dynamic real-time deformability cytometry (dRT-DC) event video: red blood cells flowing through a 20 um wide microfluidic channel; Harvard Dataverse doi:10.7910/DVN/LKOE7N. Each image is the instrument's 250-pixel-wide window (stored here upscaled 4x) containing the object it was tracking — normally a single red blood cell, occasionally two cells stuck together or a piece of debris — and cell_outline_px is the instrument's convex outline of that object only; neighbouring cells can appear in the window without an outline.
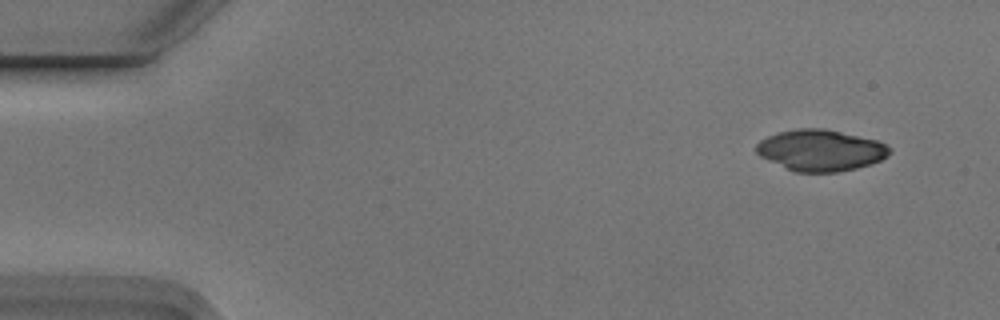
{"species": "Egyptian fruit bat (a non-hibernating species)", "species_latin": "Rousettus aegyptiacus", "temperature_condition": "cold", "stored_images_in_passage": 4, "camera_frame_rate_fps": 3000, "um_per_image_px": 0.085, "animal": {"sex": "male"}, "frame": {"image": 1, "passage_image": 1, "time_ms": 0.0, "image_size_px": [1000, 320], "cell_outline_px": [[892, 152], [888, 156], [872, 164], [856, 168], [836, 172], [796, 172], [760, 156], [756, 152], [756, 144], [760, 140], [776, 132], [796, 128], [824, 128], [876, 140], [892, 148]], "centroid_in_image_um": [69.76, 12.76], "position_along_channel_um": 15.2, "area_um2": 32.02}}